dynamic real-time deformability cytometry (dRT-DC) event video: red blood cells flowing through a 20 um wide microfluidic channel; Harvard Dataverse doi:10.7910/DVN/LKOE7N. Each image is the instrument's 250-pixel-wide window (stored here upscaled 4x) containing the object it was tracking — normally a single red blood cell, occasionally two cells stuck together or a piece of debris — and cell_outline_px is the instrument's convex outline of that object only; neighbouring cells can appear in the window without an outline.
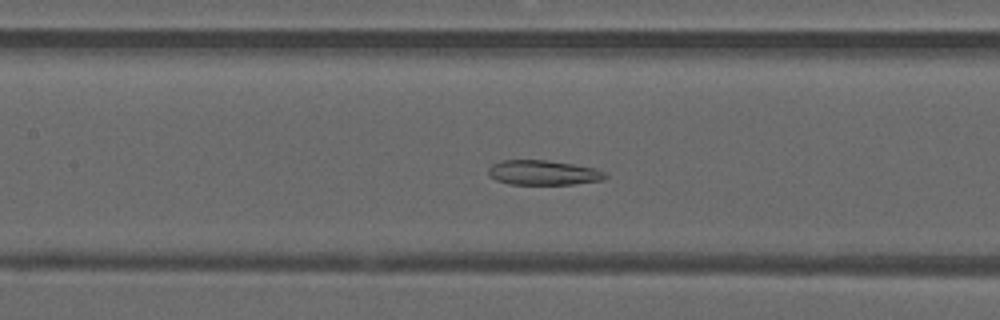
{"species": "common noctule bat (a hibernating species)", "species_latin": "Nyctalus noctula", "temperature_condition": "warm", "stored_images_in_passage": 47, "camera_frame_rate_fps": 3000, "um_per_image_px": 0.085, "animal": {"sex": "male", "forearm_length_mm": 52.5}, "frame": {"image": 1, "passage_image": 20, "time_ms": 6.333, "image_size_px": [1000, 320], "cell_outline_px": [[608, 176], [604, 180], [572, 184], [508, 184], [496, 180], [488, 176], [488, 168], [492, 164], [500, 160], [548, 160], [596, 168], [604, 172]], "centroid_in_image_um": [46.15, 14.67], "position_along_channel_um": 161.2, "area_um2": 16.99}}
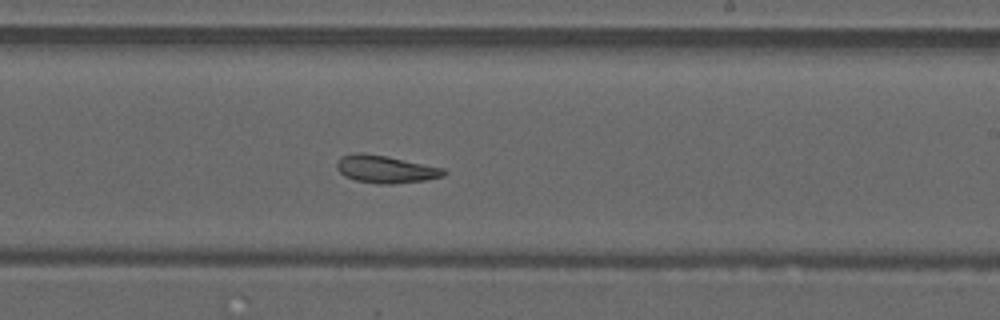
{"frame": {"image": 2, "passage_image": 27, "time_ms": 8.667, "image_size_px": [1000, 320], "cell_outline_px": [[448, 172], [444, 176], [424, 180], [392, 184], [380, 184], [356, 180], [344, 176], [336, 168], [336, 160], [340, 156], [356, 152], [360, 152], [388, 156], [444, 168]], "centroid_in_image_um": [32.75, 14.37], "position_along_channel_um": 256.3, "area_um2": 17.34}}
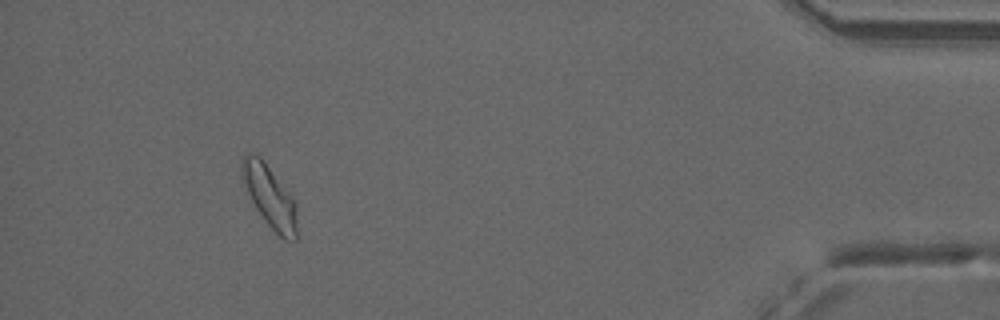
{"frame": {"image": 3, "passage_image": 43, "time_ms": 14.0, "image_size_px": [1000, 320], "cell_outline_px": [[296, 240], [284, 240], [264, 220], [256, 208], [240, 176], [240, 164], [244, 156], [248, 152], [252, 152], [260, 156], [292, 196], [296, 204]], "centroid_in_image_um": [22.9, 16.66], "position_along_channel_um": 412.3, "area_um2": 19.77}, "authors_computed_cell_mechanics": {"area_um2": 18.785, "velocity_mm_per_s": 4.0885, "shape_relaxation_time_tau1_ms": null, "shape_relaxation_time_tau2_ms": 2.4105, "deformation_change_tau1": null, "deformation_change_tau2": 0.0851}}